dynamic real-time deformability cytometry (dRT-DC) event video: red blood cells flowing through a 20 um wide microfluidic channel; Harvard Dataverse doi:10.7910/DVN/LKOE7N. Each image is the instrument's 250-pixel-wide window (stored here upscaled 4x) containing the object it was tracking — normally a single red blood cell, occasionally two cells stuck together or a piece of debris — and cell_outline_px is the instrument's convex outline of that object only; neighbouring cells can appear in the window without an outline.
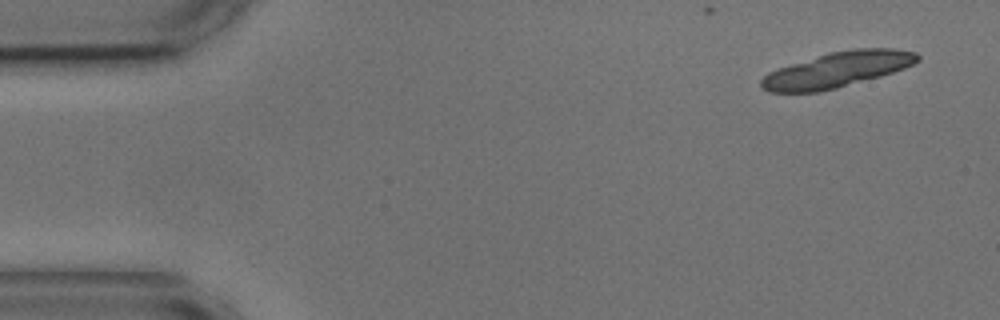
{"species": "common noctule bat (a hibernating species)", "species_latin": "Nyctalus noctula", "temperature_condition": "cold", "stored_images_in_passage": 8, "camera_frame_rate_fps": 3000, "um_per_image_px": 0.085, "animal": {"sex": "male", "body_mass_g": 17.9, "forearm_length_mm": 54.2}, "frame": {"image": 1, "passage_image": 1, "time_ms": 0.0, "image_size_px": [1000, 320], "cell_outline_px": [[920, 60], [904, 68], [880, 76], [836, 88], [816, 92], [768, 92], [760, 84], [760, 80], [768, 72], [828, 52], [852, 48], [892, 48], [916, 52], [920, 56]], "centroid_in_image_um": [71.18, 5.91], "position_along_channel_um": 13.8, "area_um2": 31.91}}